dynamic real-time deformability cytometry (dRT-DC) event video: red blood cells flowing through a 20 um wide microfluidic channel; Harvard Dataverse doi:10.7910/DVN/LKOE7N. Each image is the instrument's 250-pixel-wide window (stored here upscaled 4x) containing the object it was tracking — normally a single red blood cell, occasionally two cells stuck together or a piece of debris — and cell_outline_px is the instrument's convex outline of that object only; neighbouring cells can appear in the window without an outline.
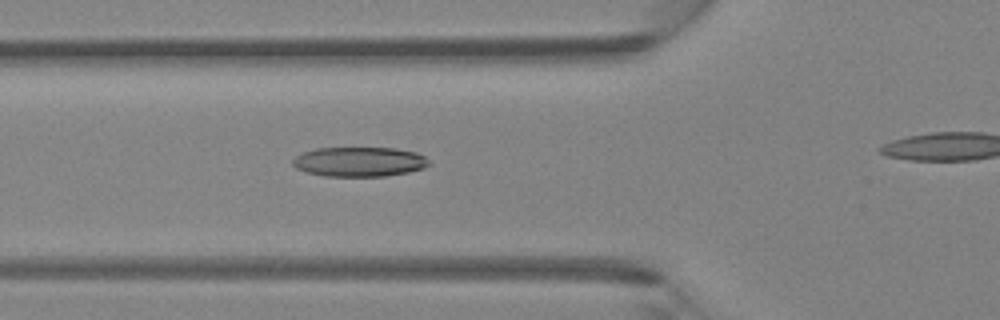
{"species": "Egyptian fruit bat (a non-hibernating species)", "species_latin": "Rousettus aegyptiacus", "temperature_condition": "room temperature", "stored_images_in_passage": 39, "camera_frame_rate_fps": 3000, "um_per_image_px": 0.085, "animal": {"sex": "female"}, "frame": {"image": 1, "passage_image": 16, "time_ms": 5.0, "image_size_px": [1000, 320], "cell_outline_px": [[432, 164], [424, 168], [408, 172], [384, 176], [324, 176], [308, 172], [296, 168], [292, 164], [292, 160], [296, 156], [304, 152], [316, 148], [396, 148], [416, 152], [424, 156]], "centroid_in_image_um": [30.57, 13.75], "position_along_channel_um": 95.2, "area_um2": 23.52}}
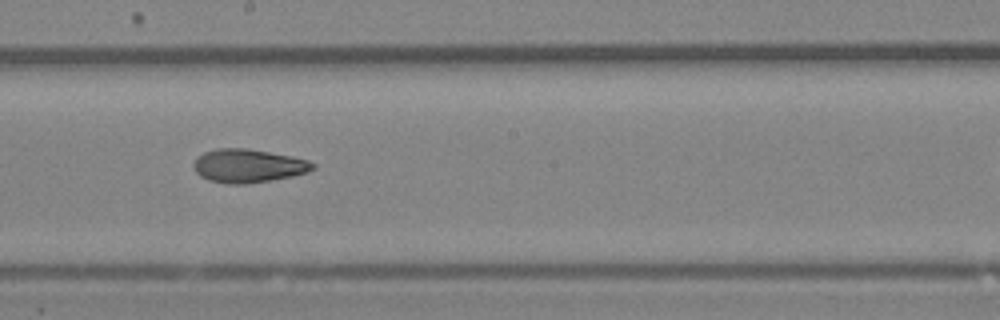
{"frame": {"image": 2, "passage_image": 25, "time_ms": 8.0, "image_size_px": [1000, 320], "cell_outline_px": [[316, 168], [308, 172], [292, 176], [272, 180], [244, 184], [228, 184], [208, 180], [200, 176], [196, 172], [192, 164], [204, 152], [216, 148], [248, 148], [292, 156], [308, 160], [316, 164]], "centroid_in_image_um": [21.12, 14.09], "position_along_channel_um": 227.1, "area_um2": 23.35}}
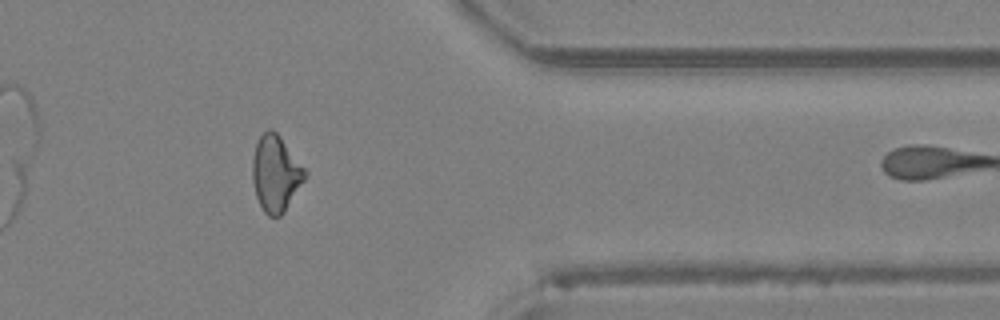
{"frame": {"image": 3, "passage_image": 37, "time_ms": 12.0, "image_size_px": [1000, 320], "cell_outline_px": [[308, 176], [284, 212], [280, 216], [268, 216], [264, 212], [256, 196], [252, 180], [252, 160], [256, 144], [260, 136], [268, 128], [272, 128], [280, 136], [308, 172]], "centroid_in_image_um": [23.45, 14.75], "position_along_channel_um": 388.0, "area_um2": 23.41}}